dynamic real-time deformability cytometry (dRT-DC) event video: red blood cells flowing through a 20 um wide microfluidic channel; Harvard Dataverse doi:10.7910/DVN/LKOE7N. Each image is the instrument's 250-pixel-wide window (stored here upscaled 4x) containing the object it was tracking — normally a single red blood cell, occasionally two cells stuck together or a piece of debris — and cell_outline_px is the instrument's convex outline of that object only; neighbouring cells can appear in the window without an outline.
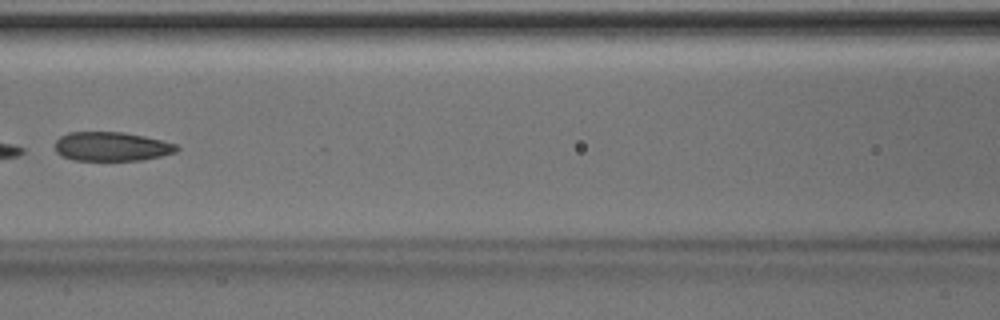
{"species": "Egyptian fruit bat (a non-hibernating species)", "species_latin": "Rousettus aegyptiacus", "temperature_condition": "room temperature", "stored_images_in_passage": 6, "camera_frame_rate_fps": 3000, "um_per_image_px": 0.085, "animal": {"sex": "male"}, "frame": {"image": 1, "passage_image": 6, "time_ms": 1.667, "image_size_px": [1000, 320], "cell_outline_px": [[180, 148], [176, 152], [144, 160], [72, 160], [60, 156], [56, 152], [56, 140], [60, 136], [68, 132], [124, 132], [144, 136], [176, 144]], "centroid_in_image_um": [9.47, 12.45], "position_along_channel_um": 157.1, "area_um2": 20.69}}